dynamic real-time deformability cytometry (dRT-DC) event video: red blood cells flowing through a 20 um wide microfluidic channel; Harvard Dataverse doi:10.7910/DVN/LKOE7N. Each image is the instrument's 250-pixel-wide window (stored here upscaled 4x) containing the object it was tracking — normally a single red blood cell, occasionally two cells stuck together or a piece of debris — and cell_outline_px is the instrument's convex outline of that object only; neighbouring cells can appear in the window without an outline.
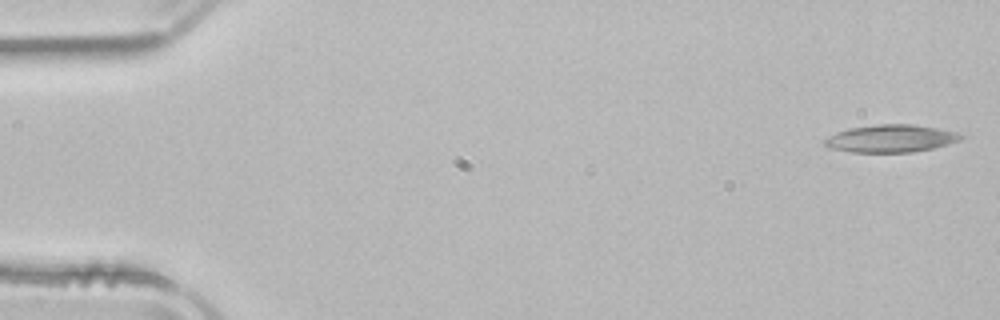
{"species": "common noctule bat (a hibernating species)", "species_latin": "Nyctalus noctula", "temperature_condition": "room temperature", "stored_images_in_passage": 10, "camera_frame_rate_fps": 3000, "um_per_image_px": 0.085, "animal": {"sex": "male", "body_mass_g": 21.5, "forearm_length_mm": 52.0}, "frame": {"image": 1, "passage_image": 1, "time_ms": 0.0, "image_size_px": [1000, 320], "cell_outline_px": [[964, 136], [960, 140], [948, 144], [932, 148], [912, 152], [852, 152], [832, 148], [824, 144], [824, 140], [836, 132], [848, 128], [876, 124], [912, 124], [936, 128], [956, 132]], "centroid_in_image_um": [75.72, 11.76], "position_along_channel_um": 9.3, "area_um2": 21.68}}